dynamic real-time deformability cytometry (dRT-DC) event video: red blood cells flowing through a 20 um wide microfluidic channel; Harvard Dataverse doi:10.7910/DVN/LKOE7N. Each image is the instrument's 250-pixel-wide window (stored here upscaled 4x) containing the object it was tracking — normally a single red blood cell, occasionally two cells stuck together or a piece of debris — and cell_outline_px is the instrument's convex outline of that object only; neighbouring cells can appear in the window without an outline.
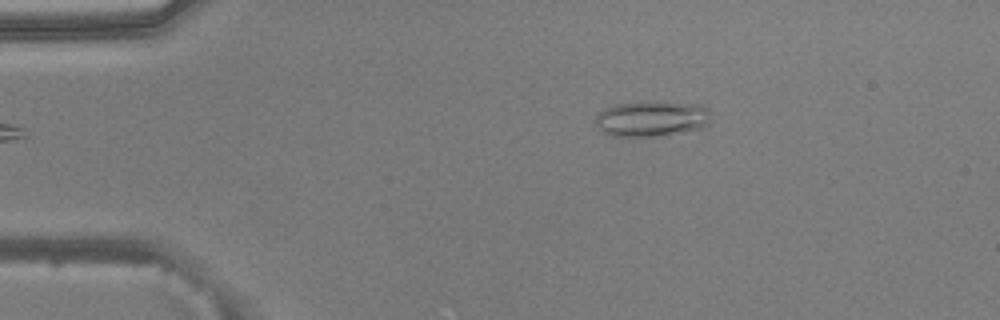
{"species": "common noctule bat (a hibernating species)", "species_latin": "Nyctalus noctula", "temperature_condition": "warm", "stored_images_in_passage": 43, "camera_frame_rate_fps": 3000, "um_per_image_px": 0.085, "animal": {"sex": "male", "body_mass_g": 20.5, "forearm_length_mm": 52.5}, "frame": {"image": 1, "passage_image": 1, "time_ms": 0.0, "image_size_px": [1000, 320], "cell_outline_px": [[708, 124], [704, 128], [668, 136], [612, 136], [604, 132], [596, 124], [596, 116], [604, 108], [616, 104], [656, 100], [704, 104], [708, 108]], "centroid_in_image_um": [55.45, 10.07], "position_along_channel_um": 29.5, "area_um2": 24.57}}
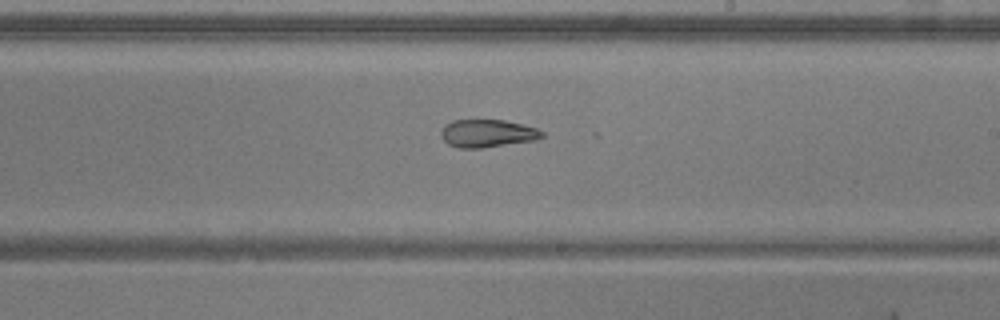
{"frame": {"image": 2, "passage_image": 22, "time_ms": 7.0, "image_size_px": [1000, 320], "cell_outline_px": [[544, 136], [532, 140], [480, 148], [460, 148], [448, 144], [440, 136], [440, 132], [444, 124], [452, 120], [504, 120], [536, 128], [544, 132]], "centroid_in_image_um": [41.36, 11.33], "position_along_channel_um": 247.6, "area_um2": 16.18}}
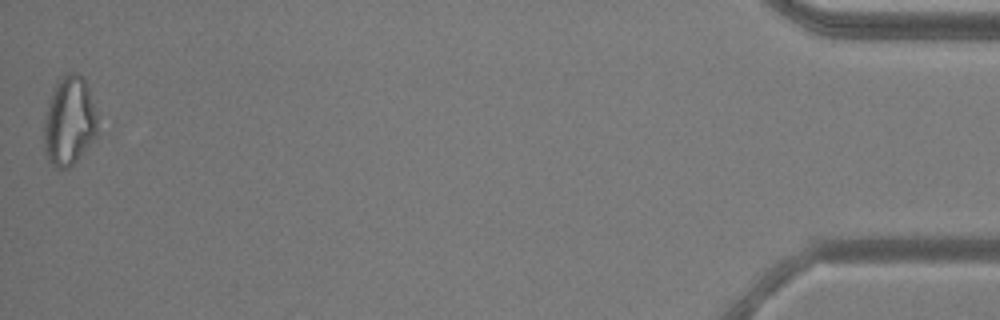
{"frame": {"image": 3, "passage_image": 43, "time_ms": 14.0, "image_size_px": [1000, 320], "cell_outline_px": [[96, 136], [80, 156], [68, 168], [56, 168], [48, 160], [44, 152], [44, 120], [52, 92], [56, 80], [72, 72], [76, 72], [84, 80], [88, 88], [96, 112]], "centroid_in_image_um": [5.86, 10.31], "position_along_channel_um": 429.3, "area_um2": 27.4}, "authors_computed_cell_mechanics": {"area_um2": 18.5538, "velocity_mm_per_s": 3.9213, "shape_relaxation_time_tau1_ms": null, "shape_relaxation_time_tau2_ms": 6.0679, "deformation_change_tau1": null, "deformation_change_tau2": 0.1507}}